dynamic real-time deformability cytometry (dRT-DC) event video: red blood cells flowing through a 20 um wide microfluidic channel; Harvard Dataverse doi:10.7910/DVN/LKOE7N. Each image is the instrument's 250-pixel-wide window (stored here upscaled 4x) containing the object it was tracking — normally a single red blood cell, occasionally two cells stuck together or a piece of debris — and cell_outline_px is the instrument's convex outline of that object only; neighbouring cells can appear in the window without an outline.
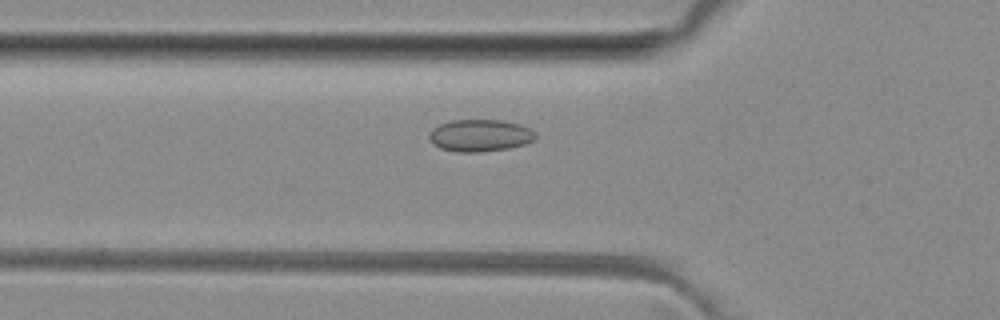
{"species": "common noctule bat (a hibernating species)", "species_latin": "Nyctalus noctula", "temperature_condition": "room temperature", "stored_images_in_passage": 31, "camera_frame_rate_fps": 3000, "um_per_image_px": 0.085, "animal": {"sex": "female", "body_mass_g": 29.2, "forearm_length_mm": 56.3}, "frame": {"image": 1, "passage_image": 8, "time_ms": 2.333, "image_size_px": [1000, 320], "cell_outline_px": [[536, 136], [532, 140], [524, 144], [508, 148], [480, 152], [456, 152], [440, 148], [432, 144], [428, 136], [428, 132], [432, 128], [440, 124], [452, 120], [504, 120], [520, 124], [536, 132]], "centroid_in_image_um": [40.76, 11.51], "position_along_channel_um": 85.0, "area_um2": 20.0}}
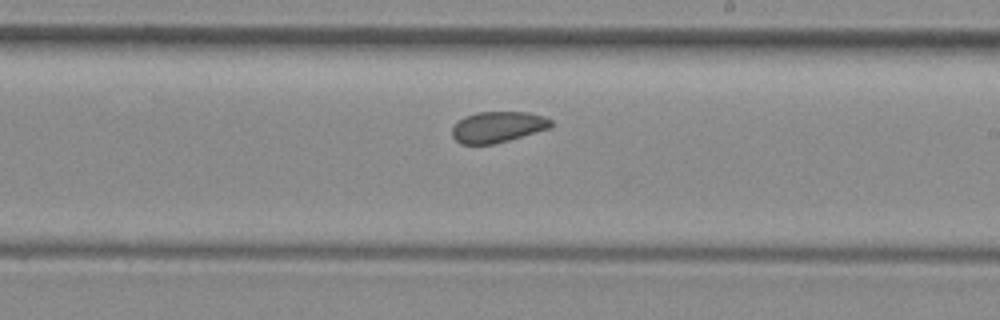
{"frame": {"image": 2, "passage_image": 20, "time_ms": 6.333, "image_size_px": [1000, 320], "cell_outline_px": [[552, 128], [508, 140], [492, 144], [460, 144], [452, 136], [452, 128], [464, 116], [476, 112], [528, 112], [544, 116], [552, 120]], "centroid_in_image_um": [42.33, 10.78], "position_along_channel_um": 246.7, "area_um2": 17.86}}
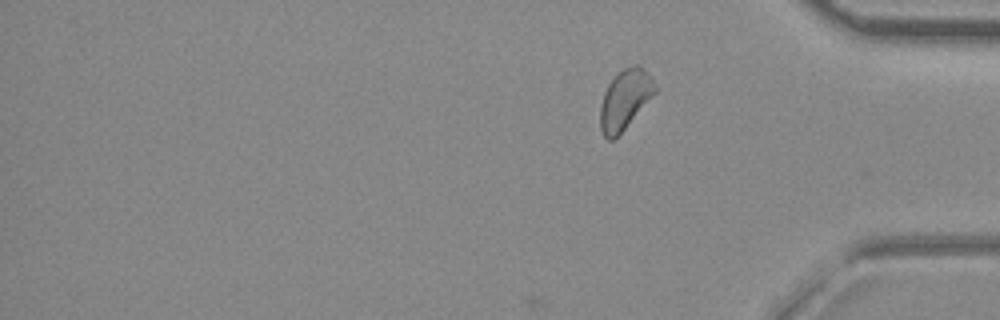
{"frame": {"image": 3, "passage_image": 31, "time_ms": 10.0, "image_size_px": [1000, 320], "cell_outline_px": [[656, 92], [624, 128], [612, 140], [608, 140], [604, 136], [600, 128], [600, 108], [604, 92], [608, 84], [624, 68], [636, 64], [640, 64], [652, 76], [656, 88]], "centroid_in_image_um": [53.12, 8.42], "position_along_channel_um": 382.1, "area_um2": 18.67}, "authors_computed_cell_mechanics": {"area_um2": 18.5538, "velocity_mm_per_s": 4.042, "shape_relaxation_time_tau1_ms": null, "shape_relaxation_time_tau2_ms": 2.737, "deformation_change_tau1": null, "deformation_change_tau2": 0.0764}}